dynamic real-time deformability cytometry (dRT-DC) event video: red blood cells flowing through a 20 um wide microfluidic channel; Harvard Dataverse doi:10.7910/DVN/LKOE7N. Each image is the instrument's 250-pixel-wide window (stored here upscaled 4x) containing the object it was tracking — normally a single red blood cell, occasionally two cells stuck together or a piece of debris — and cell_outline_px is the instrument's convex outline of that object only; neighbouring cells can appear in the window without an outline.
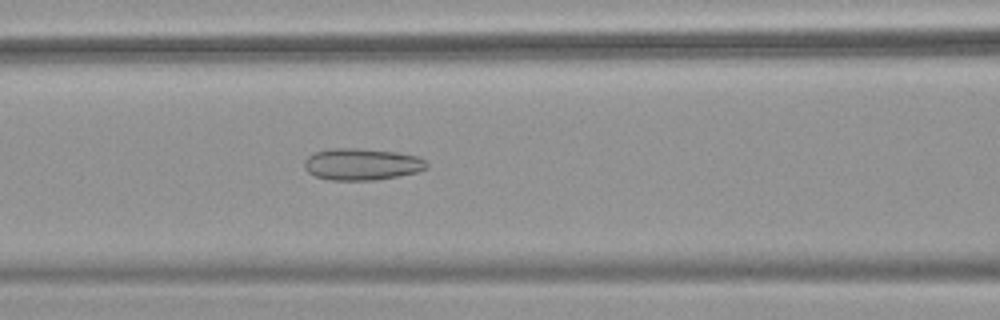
{"species": "common noctule bat (a hibernating species)", "species_latin": "Nyctalus noctula", "temperature_condition": "warm", "stored_images_in_passage": 53, "camera_frame_rate_fps": 3000, "um_per_image_px": 0.085, "animal": {"sex": "female", "body_mass_g": 18.4}, "frame": {"image": 1, "passage_image": 24, "time_ms": 7.667, "image_size_px": [1000, 320], "cell_outline_px": [[428, 168], [420, 172], [376, 180], [328, 180], [316, 176], [308, 172], [304, 168], [304, 160], [308, 156], [316, 152], [332, 148], [360, 148], [396, 152], [420, 156], [428, 164]], "centroid_in_image_um": [30.78, 13.96], "position_along_channel_um": 135.8, "area_um2": 22.89}}
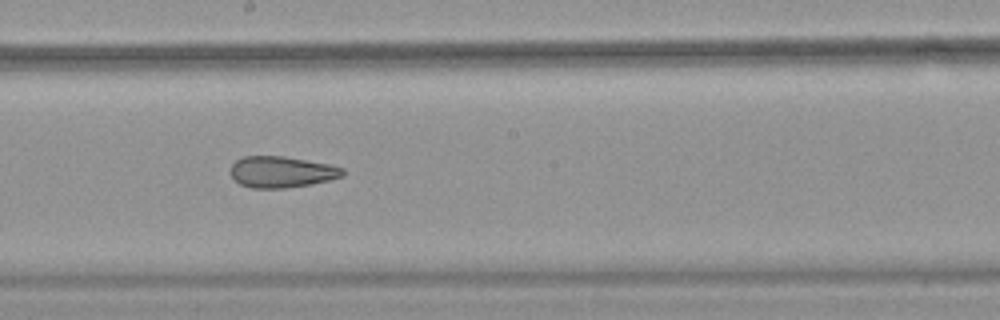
{"frame": {"image": 2, "passage_image": 31, "time_ms": 10.0, "image_size_px": [1000, 320], "cell_outline_px": [[344, 176], [312, 184], [288, 188], [252, 188], [240, 184], [228, 172], [232, 164], [236, 160], [244, 156], [284, 156], [328, 164], [344, 168]], "centroid_in_image_um": [23.92, 14.61], "position_along_channel_um": 224.3, "area_um2": 20.52}}
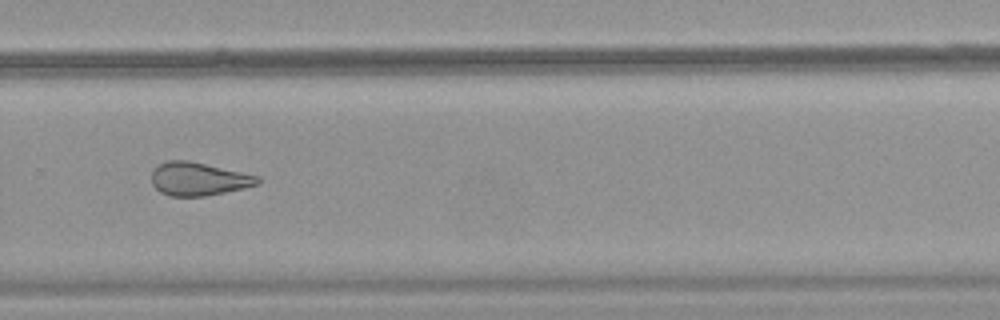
{"frame": {"image": 3, "passage_image": 38, "time_ms": 12.333, "image_size_px": [1000, 320], "cell_outline_px": [[260, 184], [244, 188], [208, 196], [172, 196], [160, 192], [152, 184], [152, 172], [160, 164], [168, 160], [188, 160], [244, 172], [260, 176]], "centroid_in_image_um": [16.92, 15.21], "position_along_channel_um": 312.9, "area_um2": 20.63}}